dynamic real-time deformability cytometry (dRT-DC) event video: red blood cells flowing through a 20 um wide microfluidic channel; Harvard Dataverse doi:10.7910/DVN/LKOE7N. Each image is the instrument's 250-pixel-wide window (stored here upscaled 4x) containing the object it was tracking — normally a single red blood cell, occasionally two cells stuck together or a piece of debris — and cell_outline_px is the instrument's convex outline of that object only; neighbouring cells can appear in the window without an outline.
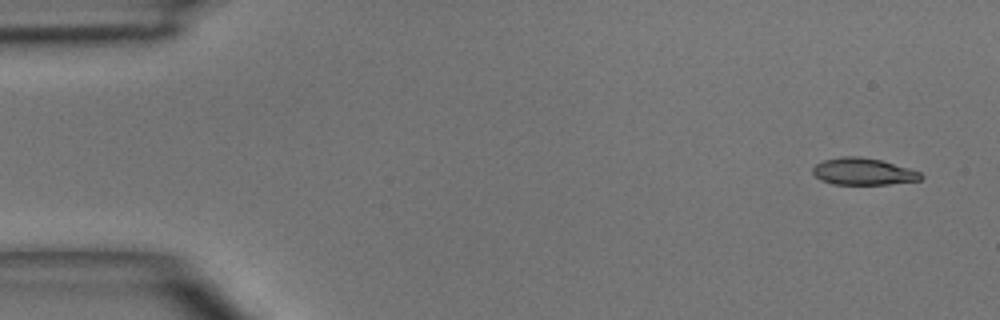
{"species": "common noctule bat (a hibernating species)", "species_latin": "Nyctalus noctula", "temperature_condition": "room temperature", "stored_images_in_passage": 5, "segment_of_instrument_passage": [1, 2], "camera_frame_rate_fps": 3000, "um_per_image_px": 0.085, "animal": {"sex": "male", "body_mass_g": 15.6}, "frame": {"image": 1, "passage_image": 1, "time_ms": 0.0, "image_size_px": [1000, 320], "cell_outline_px": [[924, 176], [920, 180], [888, 184], [832, 184], [820, 180], [812, 172], [812, 168], [816, 164], [824, 160], [844, 156], [860, 156], [880, 160], [908, 168], [920, 172]], "centroid_in_image_um": [73.35, 14.58], "position_along_channel_um": 11.6, "area_um2": 16.82}}